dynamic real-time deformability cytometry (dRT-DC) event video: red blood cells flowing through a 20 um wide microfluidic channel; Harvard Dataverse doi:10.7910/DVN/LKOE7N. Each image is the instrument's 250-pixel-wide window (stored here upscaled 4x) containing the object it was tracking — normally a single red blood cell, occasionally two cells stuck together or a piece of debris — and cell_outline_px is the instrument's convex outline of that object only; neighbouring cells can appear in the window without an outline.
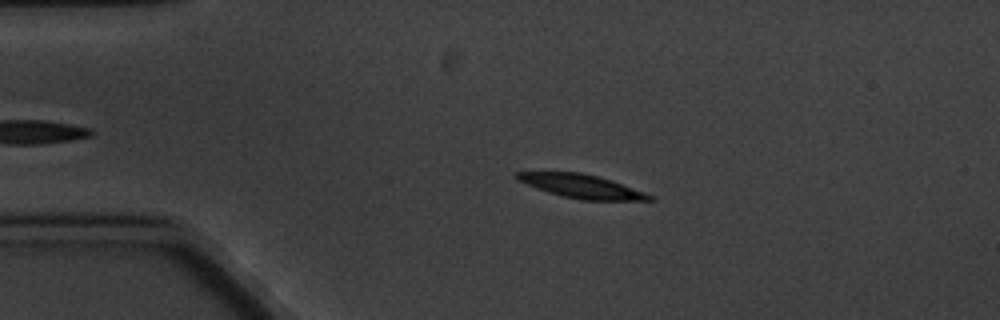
{"species": "common noctule bat (a hibernating species)", "species_latin": "Nyctalus noctula", "temperature_condition": "cold", "stored_images_in_passage": 5, "camera_frame_rate_fps": 3000, "um_per_image_px": 0.085, "animal": {"sex": "male", "body_mass_g": 20.1, "forearm_length_mm": 53.5}, "frame": {"image": 1, "passage_image": 3, "time_ms": 2.333, "image_size_px": [1000, 320], "cell_outline_px": [[656, 200], [580, 200], [548, 192], [536, 188], [516, 180], [516, 172], [580, 172], [612, 180], [656, 196]], "centroid_in_image_um": [49.47, 15.84], "position_along_channel_um": 35.5, "area_um2": 18.21}}